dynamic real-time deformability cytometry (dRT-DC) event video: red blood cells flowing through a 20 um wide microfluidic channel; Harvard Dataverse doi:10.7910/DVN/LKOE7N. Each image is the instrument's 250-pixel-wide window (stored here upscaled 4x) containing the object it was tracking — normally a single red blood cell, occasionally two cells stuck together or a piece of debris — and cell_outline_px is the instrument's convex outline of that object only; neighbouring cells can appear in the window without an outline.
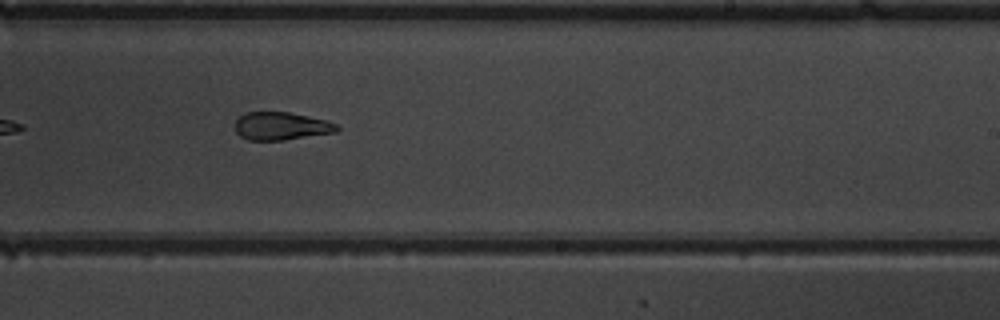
{"species": "common noctule bat (a hibernating species)", "species_latin": "Nyctalus noctula", "temperature_condition": "warm", "stored_images_in_passage": 19, "camera_frame_rate_fps": 3000, "um_per_image_px": 0.085, "animal": {"sex": "male", "body_mass_g": 19.5, "forearm_length_mm": 54.6}, "frame": {"image": 1, "passage_image": 16, "time_ms": 5.0, "image_size_px": [1000, 320], "cell_outline_px": [[340, 128], [336, 132], [284, 140], [248, 140], [240, 136], [236, 132], [236, 120], [244, 112], [288, 112], [328, 120], [336, 124]], "centroid_in_image_um": [23.91, 10.71], "position_along_channel_um": 265.1, "area_um2": 16.59}}